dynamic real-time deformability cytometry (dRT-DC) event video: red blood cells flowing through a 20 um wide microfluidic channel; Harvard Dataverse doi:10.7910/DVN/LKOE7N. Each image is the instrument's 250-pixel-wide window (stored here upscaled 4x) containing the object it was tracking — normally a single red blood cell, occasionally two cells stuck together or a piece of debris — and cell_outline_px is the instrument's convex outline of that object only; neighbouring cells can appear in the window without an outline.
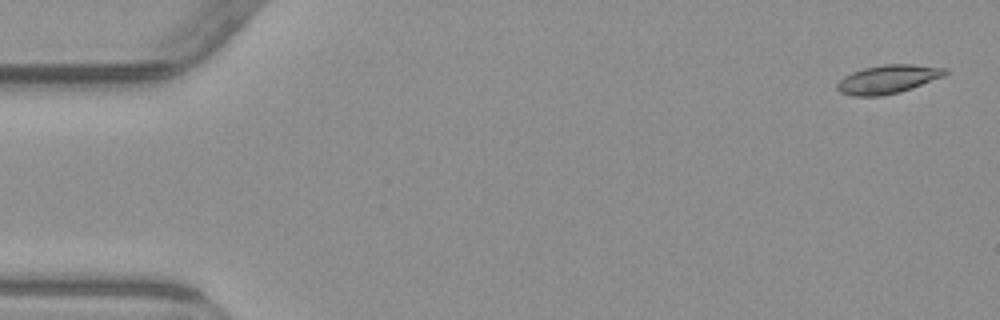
{"species": "common noctule bat (a hibernating species)", "species_latin": "Nyctalus noctula", "temperature_condition": "warm", "stored_images_in_passage": 5, "camera_frame_rate_fps": 3000, "um_per_image_px": 0.085, "animal": {"sex": "male", "body_mass_g": 23.1, "forearm_length_mm": 52.7}, "frame": {"image": 1, "passage_image": 1, "time_ms": 0.0, "image_size_px": [1000, 320], "cell_outline_px": [[948, 72], [944, 76], [912, 88], [900, 92], [880, 96], [852, 96], [840, 92], [836, 88], [836, 84], [844, 76], [852, 72], [864, 68], [884, 64], [912, 64], [948, 68]], "centroid_in_image_um": [75.47, 6.73], "position_along_channel_um": 9.5, "area_um2": 18.03}}